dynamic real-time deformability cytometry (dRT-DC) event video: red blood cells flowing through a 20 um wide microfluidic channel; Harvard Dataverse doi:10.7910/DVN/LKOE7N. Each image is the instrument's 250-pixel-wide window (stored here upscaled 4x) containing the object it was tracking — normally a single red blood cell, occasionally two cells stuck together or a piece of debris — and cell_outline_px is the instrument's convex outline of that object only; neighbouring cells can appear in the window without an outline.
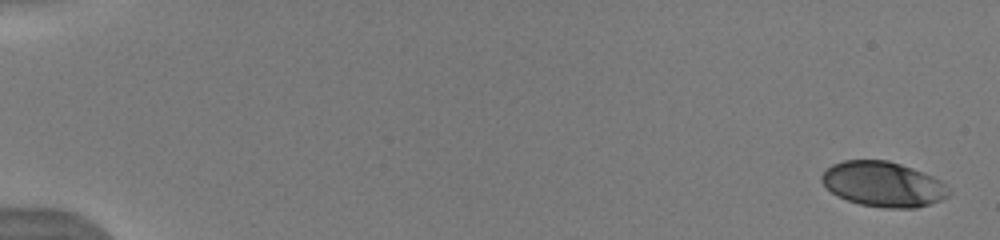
{"species": "human", "species_latin": "Homo sapiens", "temperature_condition": "warm", "stored_images_in_passage": 11, "camera_frame_rate_fps": 3000, "um_per_image_px": 0.085, "donor": {"sex": "male"}, "frame": {"image": 1, "passage_image": 1, "time_ms": 0.0, "image_size_px": [1000, 240], "cell_outline_px": [[952, 192], [948, 196], [940, 200], [916, 208], [884, 208], [860, 204], [848, 200], [832, 192], [820, 180], [820, 176], [832, 164], [844, 160], [888, 160], [912, 168], [932, 176], [940, 180]], "centroid_in_image_um": [75.08, 15.65], "position_along_channel_um": 9.9, "area_um2": 33.18}}
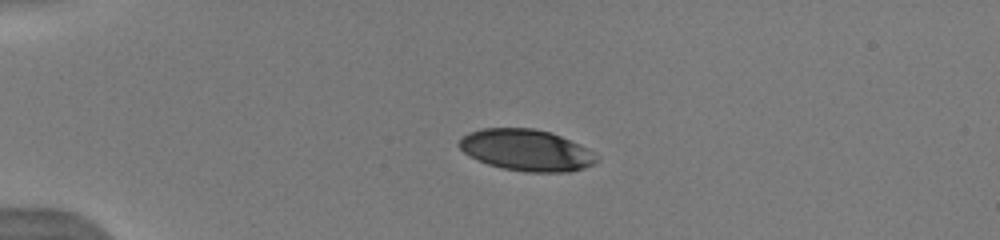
{"frame": {"image": 2, "passage_image": 7, "time_ms": 4.0, "image_size_px": [1000, 240], "cell_outline_px": [[600, 160], [584, 168], [572, 172], [528, 172], [504, 168], [488, 164], [476, 160], [468, 156], [456, 144], [468, 132], [480, 128], [532, 128], [552, 132], [580, 144], [588, 148], [600, 156]], "centroid_in_image_um": [44.77, 12.76], "position_along_channel_um": 40.2, "area_um2": 33.58}}
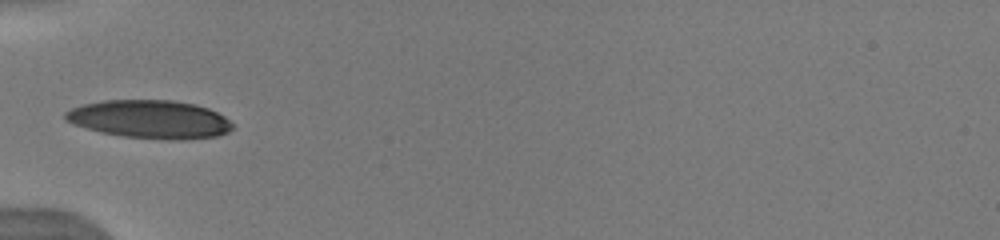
{"frame": {"image": 3, "passage_image": 10, "time_ms": 6.0, "image_size_px": [1000, 240], "cell_outline_px": [[232, 128], [228, 132], [216, 136], [184, 140], [168, 140], [124, 136], [100, 132], [72, 124], [64, 120], [64, 112], [72, 108], [84, 104], [104, 100], [172, 100], [196, 104], [208, 108], [224, 116], [232, 124]], "centroid_in_image_um": [12.72, 10.14], "position_along_channel_um": 72.3, "area_um2": 37.34}}